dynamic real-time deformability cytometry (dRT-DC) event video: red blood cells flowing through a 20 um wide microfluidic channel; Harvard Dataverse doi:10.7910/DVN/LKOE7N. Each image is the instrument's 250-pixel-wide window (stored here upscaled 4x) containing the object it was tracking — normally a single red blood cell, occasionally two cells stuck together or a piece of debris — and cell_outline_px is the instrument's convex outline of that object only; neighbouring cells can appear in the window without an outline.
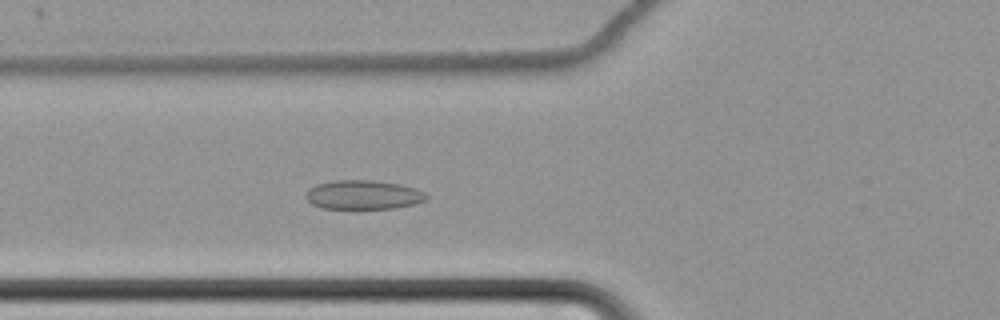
{"species": "common noctule bat (a hibernating species)", "species_latin": "Nyctalus noctula", "temperature_condition": "cold", "stored_images_in_passage": 62, "camera_frame_rate_fps": 3000, "um_per_image_px": 0.085, "animal": {"sex": "female", "body_mass_g": 22.7, "forearm_length_mm": 54.2}, "frame": {"image": 1, "passage_image": 25, "time_ms": 8.0, "image_size_px": [1000, 320], "cell_outline_px": [[428, 200], [416, 204], [392, 208], [324, 208], [312, 204], [304, 196], [308, 188], [316, 184], [332, 180], [372, 180], [400, 184], [416, 188], [424, 192], [428, 196]], "centroid_in_image_um": [30.89, 16.55], "position_along_channel_um": 94.9, "area_um2": 20.58}}
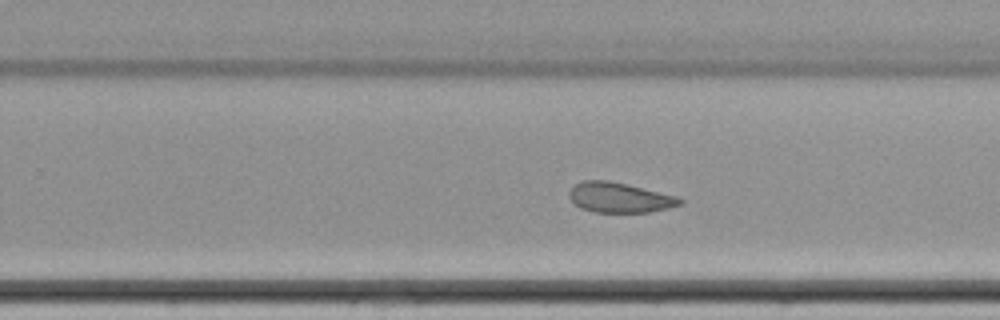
{"frame": {"image": 2, "passage_image": 41, "time_ms": 13.333, "image_size_px": [1000, 320], "cell_outline_px": [[684, 204], [668, 208], [648, 212], [596, 212], [580, 208], [568, 196], [568, 192], [576, 184], [584, 180], [608, 180], [628, 184], [676, 196], [684, 200]], "centroid_in_image_um": [52.68, 16.79], "position_along_channel_um": 277.1, "area_um2": 19.36}}
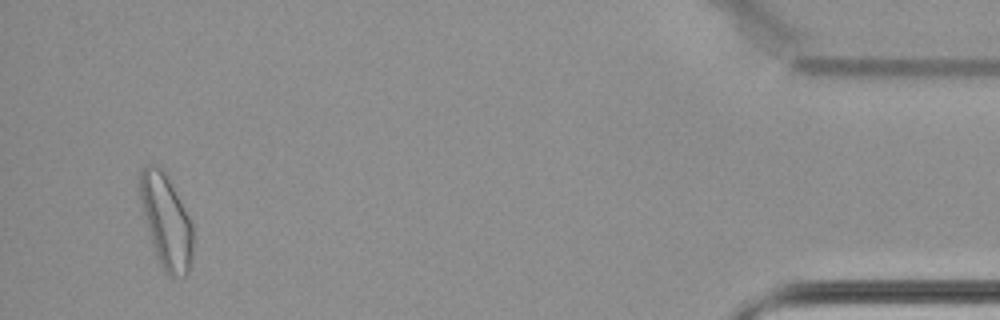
{"frame": {"image": 3, "passage_image": 60, "time_ms": 19.667, "image_size_px": [1000, 320], "cell_outline_px": [[192, 256], [188, 272], [184, 276], [168, 276], [164, 272], [156, 256], [152, 244], [144, 216], [140, 200], [136, 180], [140, 168], [144, 164], [156, 164], [164, 172], [188, 216], [192, 224]], "centroid_in_image_um": [14.06, 18.77], "position_along_channel_um": 421.1, "area_um2": 28.9}, "authors_computed_cell_mechanics": {"area_um2": 22.3686, "velocity_mm_per_s": 3.4216, "shape_relaxation_time_tau1_ms": null, "shape_relaxation_time_tau2_ms": 2.7665, "deformation_change_tau1": null, "deformation_change_tau2": 0.0645}}